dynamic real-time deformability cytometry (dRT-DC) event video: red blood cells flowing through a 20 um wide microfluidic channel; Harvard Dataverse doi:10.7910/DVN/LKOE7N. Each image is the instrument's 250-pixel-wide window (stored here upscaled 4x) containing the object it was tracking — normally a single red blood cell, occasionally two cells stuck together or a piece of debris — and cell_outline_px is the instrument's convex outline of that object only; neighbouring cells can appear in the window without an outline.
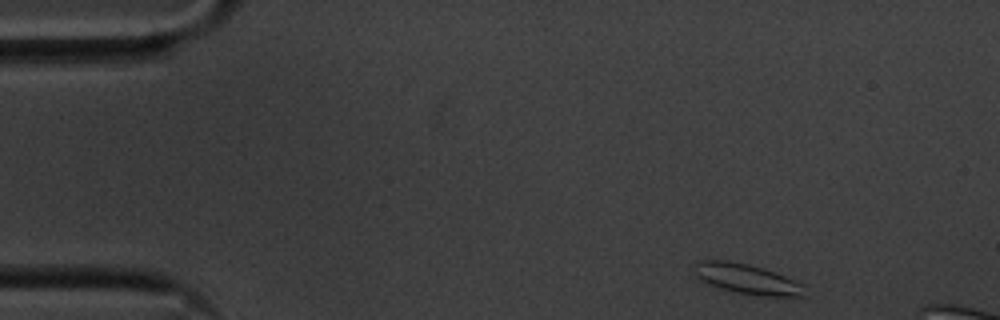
{"species": "common noctule bat (a hibernating species)", "species_latin": "Nyctalus noctula", "temperature_condition": "cold", "stored_images_in_passage": 9, "segment_of_instrument_passage": [1, 2], "camera_frame_rate_fps": 3000, "um_per_image_px": 0.085, "animal": {"sex": "male", "body_mass_g": 20.1, "forearm_length_mm": 53.5}, "frame": {"image": 1, "passage_image": 1, "time_ms": 0.0, "image_size_px": [1000, 320], "cell_outline_px": [[808, 296], [760, 296], [736, 292], [716, 288], [700, 280], [696, 276], [692, 264], [696, 260], [724, 260], [748, 264], [764, 268], [776, 272], [804, 284]], "centroid_in_image_um": [63.48, 23.71], "position_along_channel_um": 21.5, "area_um2": 19.83}}